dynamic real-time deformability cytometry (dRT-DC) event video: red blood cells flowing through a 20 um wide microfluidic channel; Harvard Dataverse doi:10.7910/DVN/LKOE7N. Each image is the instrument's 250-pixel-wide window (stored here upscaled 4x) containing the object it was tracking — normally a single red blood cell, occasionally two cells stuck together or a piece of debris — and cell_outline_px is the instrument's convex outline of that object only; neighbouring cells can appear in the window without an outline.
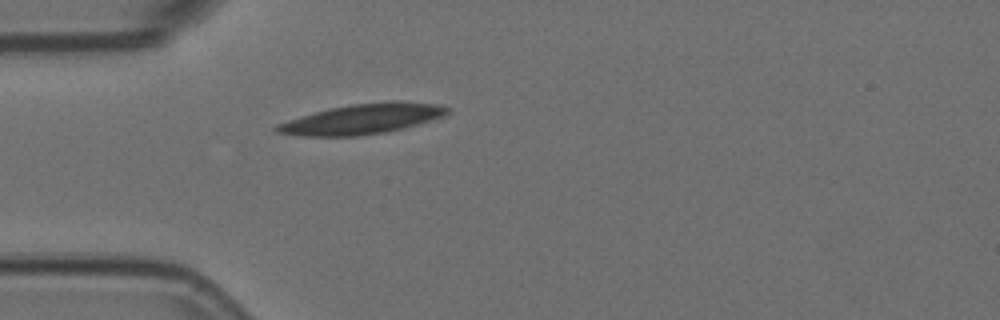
{"species": "Egyptian fruit bat (a non-hibernating species)", "species_latin": "Rousettus aegyptiacus", "temperature_condition": "room temperature", "stored_images_in_passage": 1, "camera_frame_rate_fps": 3000, "um_per_image_px": 0.085, "animal": {"sex": "female"}, "frame": {"image": 1, "passage_image": 1, "time_ms": 0.0, "image_size_px": [1000, 320], "cell_outline_px": [[452, 112], [448, 116], [404, 128], [384, 132], [360, 136], [300, 136], [276, 132], [272, 128], [276, 124], [288, 120], [328, 108], [352, 104], [392, 100], [400, 100], [436, 104], [448, 108]], "centroid_in_image_um": [30.84, 10.1], "position_along_channel_um": 54.2, "area_um2": 30.35}}